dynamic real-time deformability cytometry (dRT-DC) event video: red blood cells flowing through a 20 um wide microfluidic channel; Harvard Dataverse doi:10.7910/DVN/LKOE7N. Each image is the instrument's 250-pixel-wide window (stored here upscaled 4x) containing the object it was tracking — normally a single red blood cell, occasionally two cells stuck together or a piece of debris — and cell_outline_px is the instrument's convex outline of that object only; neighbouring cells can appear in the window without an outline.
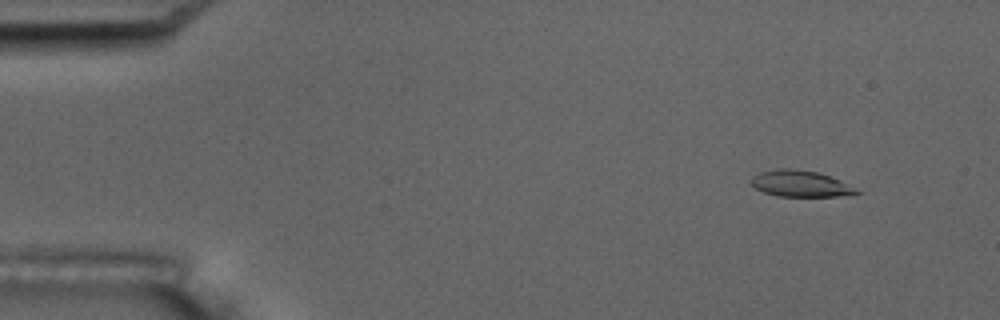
{"species": "common noctule bat (a hibernating species)", "species_latin": "Nyctalus noctula", "temperature_condition": "room temperature", "stored_images_in_passage": 6, "camera_frame_rate_fps": 3000, "um_per_image_px": 0.085, "animal": {"sex": "male", "body_mass_g": 17.5, "forearm_length_mm": 52.3}, "frame": {"image": 1, "passage_image": 2, "time_ms": 1.333, "image_size_px": [1000, 320], "cell_outline_px": [[864, 192], [836, 196], [776, 196], [764, 192], [756, 188], [752, 184], [752, 176], [760, 172], [776, 168], [792, 168], [816, 172], [840, 180]], "centroid_in_image_um": [68.02, 15.6], "position_along_channel_um": 17.0, "area_um2": 16.01}}